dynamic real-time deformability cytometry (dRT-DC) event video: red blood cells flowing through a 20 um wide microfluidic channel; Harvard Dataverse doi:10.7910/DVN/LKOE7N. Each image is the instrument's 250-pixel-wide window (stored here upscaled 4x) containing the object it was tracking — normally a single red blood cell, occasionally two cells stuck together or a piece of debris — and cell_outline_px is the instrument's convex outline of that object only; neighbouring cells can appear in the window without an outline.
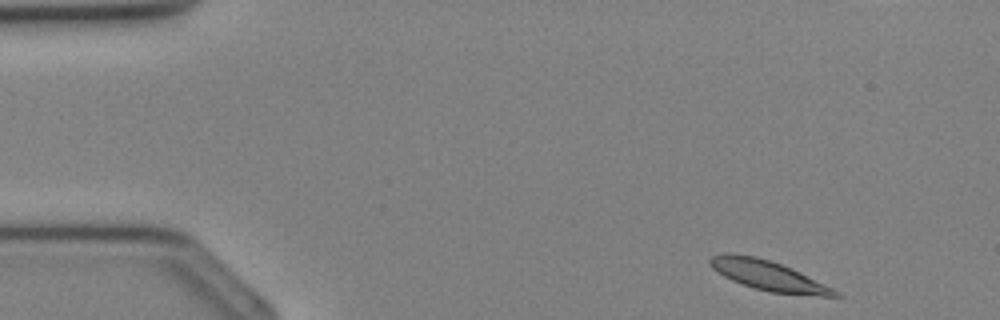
{"species": "Egyptian fruit bat (a non-hibernating species)", "species_latin": "Rousettus aegyptiacus", "temperature_condition": "cold", "stored_images_in_passage": 34, "camera_frame_rate_fps": 3000, "um_per_image_px": 0.085, "animal": {"sex": "female"}, "frame": {"image": 1, "passage_image": 1, "time_ms": 0.0, "image_size_px": [1000, 320], "cell_outline_px": [[844, 296], [820, 296], [768, 292], [752, 288], [732, 280], [724, 276], [712, 268], [708, 264], [708, 260], [712, 256], [724, 252], [732, 252], [756, 256], [792, 268], [840, 292]], "centroid_in_image_um": [65.26, 23.41], "position_along_channel_um": 19.7, "area_um2": 21.85}}
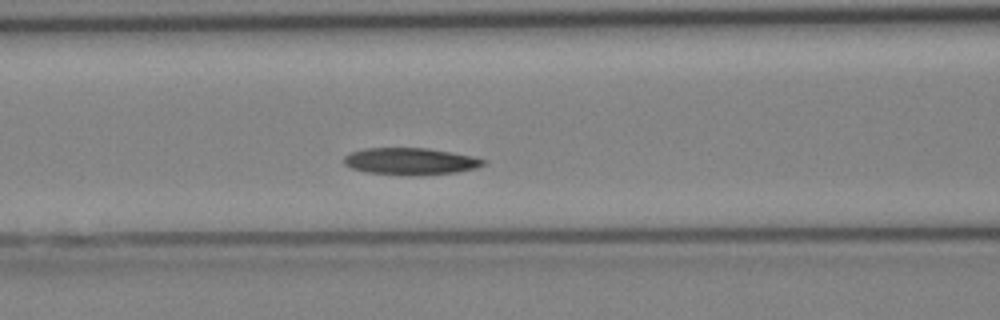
{"frame": {"image": 2, "passage_image": 12, "time_ms": 3.667, "image_size_px": [1000, 320], "cell_outline_px": [[488, 160], [484, 164], [476, 168], [456, 172], [416, 176], [408, 176], [368, 172], [352, 168], [344, 164], [344, 156], [352, 152], [364, 148], [428, 148], [452, 152], [472, 156]], "centroid_in_image_um": [34.91, 13.71], "position_along_channel_um": 131.7, "area_um2": 21.96}}
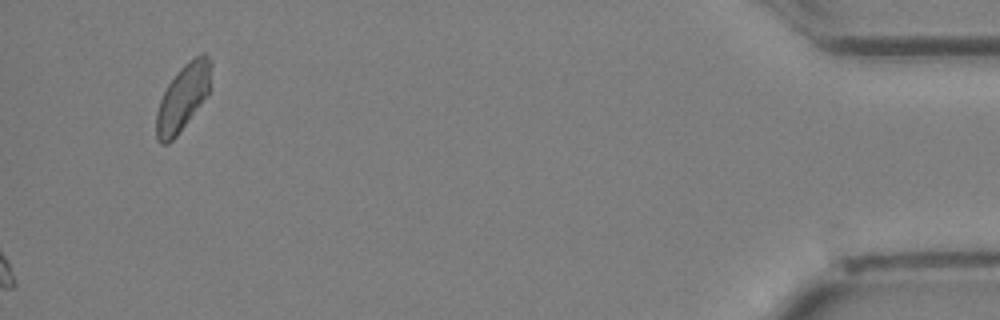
{"frame": {"image": 3, "passage_image": 34, "time_ms": 11.0, "image_size_px": [1000, 320], "cell_outline_px": [[212, 64], [208, 96], [176, 136], [168, 144], [160, 144], [156, 136], [156, 112], [160, 100], [168, 84], [176, 72], [188, 60], [204, 52], [212, 60]], "centroid_in_image_um": [15.56, 8.26], "position_along_channel_um": 419.6, "area_um2": 21.27}}